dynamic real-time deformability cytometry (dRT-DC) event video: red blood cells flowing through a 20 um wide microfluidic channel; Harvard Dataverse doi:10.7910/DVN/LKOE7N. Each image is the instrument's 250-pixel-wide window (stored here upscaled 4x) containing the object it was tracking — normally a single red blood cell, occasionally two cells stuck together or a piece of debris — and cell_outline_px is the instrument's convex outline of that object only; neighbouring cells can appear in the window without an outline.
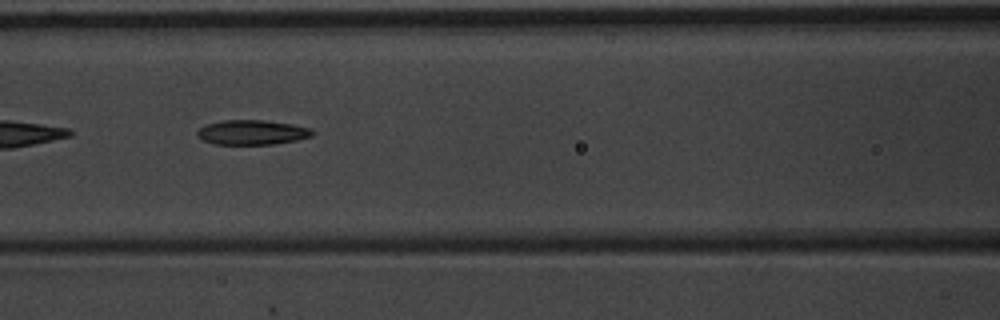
{"species": "common noctule bat (a hibernating species)", "species_latin": "Nyctalus noctula", "temperature_condition": "warm", "stored_images_in_passage": 10, "camera_frame_rate_fps": 3000, "um_per_image_px": 0.085, "animal": {"sex": "male", "body_mass_g": 20.1, "forearm_length_mm": 53.5}, "frame": {"image": 1, "passage_image": 6, "time_ms": 1.667, "image_size_px": [1000, 320], "cell_outline_px": [[312, 136], [296, 140], [272, 144], [216, 144], [204, 140], [196, 136], [196, 132], [204, 124], [224, 120], [264, 120], [292, 124], [312, 128]], "centroid_in_image_um": [21.4, 11.24], "position_along_channel_um": 145.2, "area_um2": 16.53}}
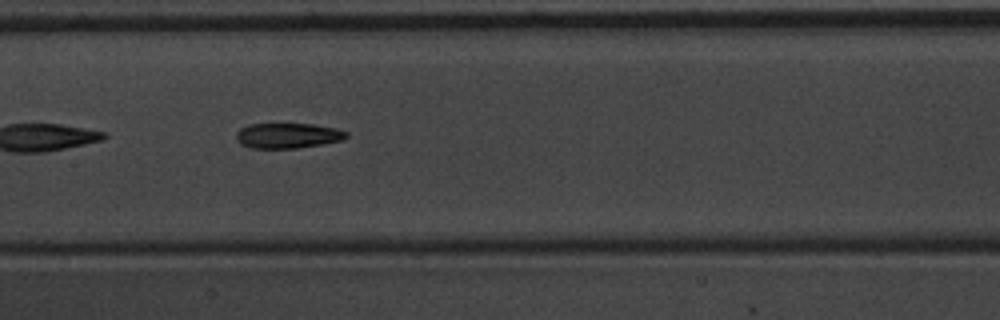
{"frame": {"image": 2, "passage_image": 7, "time_ms": 2.0, "image_size_px": [1000, 320], "cell_outline_px": [[348, 136], [340, 140], [324, 144], [296, 148], [252, 148], [240, 144], [236, 140], [236, 132], [240, 128], [248, 124], [312, 124], [336, 128], [348, 132]], "centroid_in_image_um": [24.43, 11.52], "position_along_channel_um": 183.0, "area_um2": 16.24}}
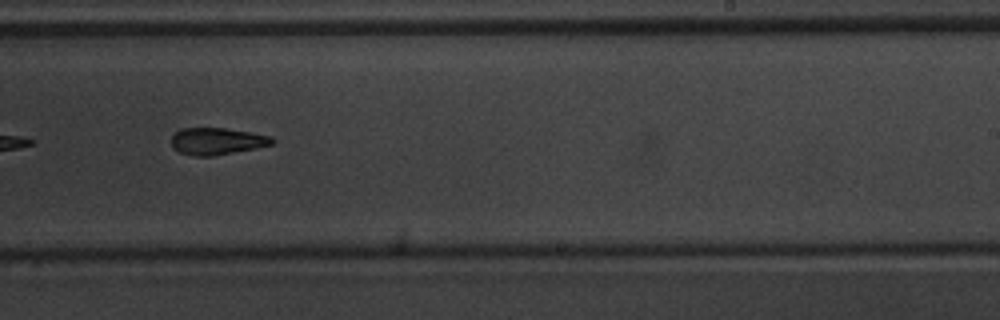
{"frame": {"image": 3, "passage_image": 9, "time_ms": 2.667, "image_size_px": [1000, 320], "cell_outline_px": [[276, 140], [272, 144], [256, 148], [212, 156], [196, 156], [180, 152], [172, 148], [172, 132], [180, 128], [224, 128], [252, 132], [272, 136]], "centroid_in_image_um": [18.43, 11.99], "position_along_channel_um": 270.6, "area_um2": 15.95}}